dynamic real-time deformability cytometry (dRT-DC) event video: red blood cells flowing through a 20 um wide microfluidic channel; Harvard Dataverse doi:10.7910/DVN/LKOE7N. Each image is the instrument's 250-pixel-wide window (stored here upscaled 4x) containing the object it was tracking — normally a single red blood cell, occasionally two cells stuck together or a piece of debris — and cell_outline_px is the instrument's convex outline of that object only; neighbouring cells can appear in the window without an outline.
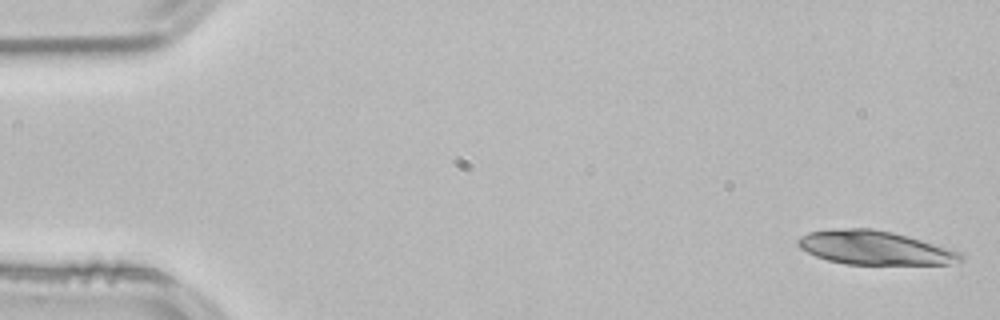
{"species": "common noctule bat (a hibernating species)", "species_latin": "Nyctalus noctula", "temperature_condition": "room temperature", "stored_images_in_passage": 20, "camera_frame_rate_fps": 3000, "um_per_image_px": 0.085, "animal": {"sex": "male", "body_mass_g": 21.5, "forearm_length_mm": 52.0}, "frame": {"image": 1, "passage_image": 1, "time_ms": 0.0, "image_size_px": [1000, 320], "cell_outline_px": [[964, 260], [948, 264], [848, 264], [828, 260], [816, 256], [800, 248], [796, 244], [796, 240], [800, 236], [808, 232], [836, 228], [872, 228], [892, 232], [908, 236], [952, 248], [964, 252]], "centroid_in_image_um": [74.39, 21.05], "position_along_channel_um": 10.6, "area_um2": 32.37}}